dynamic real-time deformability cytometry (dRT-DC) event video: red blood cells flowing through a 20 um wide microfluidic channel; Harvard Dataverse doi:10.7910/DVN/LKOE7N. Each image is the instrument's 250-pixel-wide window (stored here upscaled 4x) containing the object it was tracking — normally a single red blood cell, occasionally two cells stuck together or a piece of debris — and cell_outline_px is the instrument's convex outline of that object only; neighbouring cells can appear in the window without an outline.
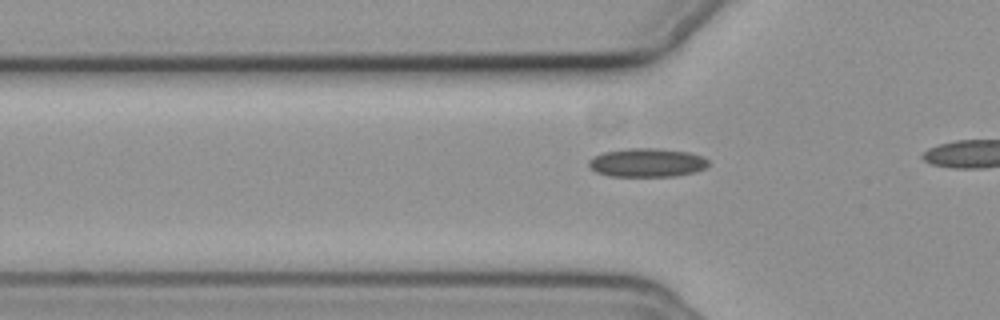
{"species": "common noctule bat (a hibernating species)", "species_latin": "Nyctalus noctula", "temperature_condition": "cold", "stored_images_in_passage": 11, "camera_frame_rate_fps": 3000, "um_per_image_px": 0.085, "animal": {"sex": "female", "body_mass_g": 19.3, "forearm_length_mm": 54.1}, "frame": {"image": 1, "passage_image": 8, "time_ms": 2.333, "image_size_px": [1000, 320], "cell_outline_px": [[708, 164], [704, 168], [696, 172], [676, 176], [608, 176], [596, 172], [588, 164], [588, 160], [592, 156], [604, 152], [628, 148], [656, 148], [688, 152], [700, 156], [708, 160]], "centroid_in_image_um": [54.96, 13.82], "position_along_channel_um": 70.8, "area_um2": 20.0}}